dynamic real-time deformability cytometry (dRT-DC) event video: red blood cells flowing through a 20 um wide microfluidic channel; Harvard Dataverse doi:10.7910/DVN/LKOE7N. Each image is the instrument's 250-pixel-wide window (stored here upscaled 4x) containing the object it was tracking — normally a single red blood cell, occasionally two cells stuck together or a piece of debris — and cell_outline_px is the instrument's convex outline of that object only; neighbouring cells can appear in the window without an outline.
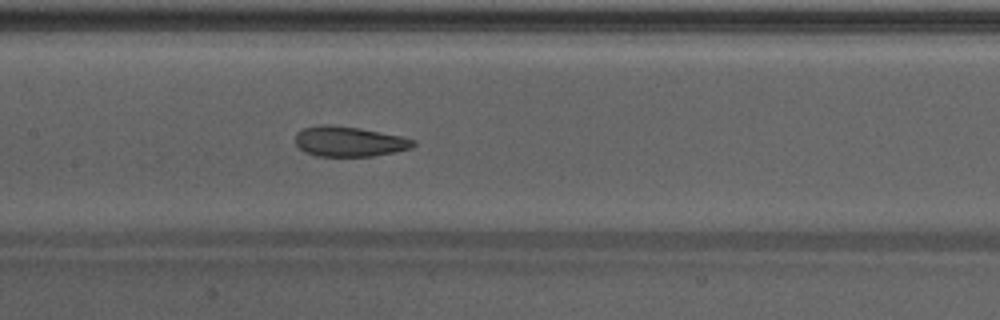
{"species": "Egyptian fruit bat (a non-hibernating species)", "species_latin": "Rousettus aegyptiacus", "temperature_condition": "warm", "stored_images_in_passage": 35, "camera_frame_rate_fps": 3000, "um_per_image_px": 0.085, "animal": {"sex": "male"}, "frame": {"image": 1, "passage_image": 11, "time_ms": 3.333, "image_size_px": [1000, 320], "cell_outline_px": [[416, 144], [412, 148], [396, 152], [372, 156], [316, 156], [304, 152], [296, 144], [296, 132], [304, 128], [320, 124], [328, 124], [360, 128], [400, 136], [416, 140]], "centroid_in_image_um": [29.68, 12.03], "position_along_channel_um": 177.7, "area_um2": 20.81}, "authors_computed_cell_mechanics": {"area_um2": 21.5016, "velocity_mm_per_s": 4.2849, "shape_relaxation_time_tau1_ms": null, "shape_relaxation_time_tau2_ms": 1.191, "deformation_change_tau1": null, "deformation_change_tau2": 0.0628}}